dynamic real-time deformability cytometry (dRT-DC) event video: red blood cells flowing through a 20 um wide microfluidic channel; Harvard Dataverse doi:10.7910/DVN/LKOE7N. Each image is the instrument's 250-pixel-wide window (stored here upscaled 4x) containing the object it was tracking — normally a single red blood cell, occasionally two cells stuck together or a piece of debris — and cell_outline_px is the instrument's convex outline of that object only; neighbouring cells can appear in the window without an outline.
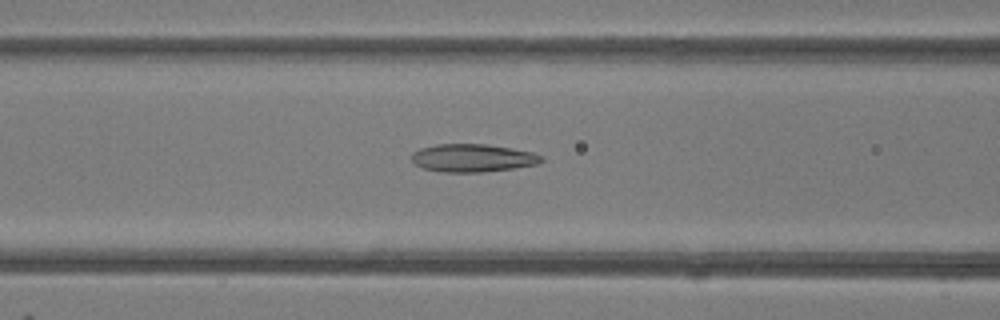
{"species": "common noctule bat (a hibernating species)", "species_latin": "Nyctalus noctula", "temperature_condition": "room temperature", "stored_images_in_passage": 48, "camera_frame_rate_fps": 3000, "um_per_image_px": 0.085, "animal": {"sex": "female"}, "frame": {"image": 1, "passage_image": 19, "time_ms": 6.0, "image_size_px": [1000, 320], "cell_outline_px": [[544, 160], [536, 164], [512, 168], [480, 172], [444, 172], [424, 168], [416, 164], [412, 160], [412, 152], [420, 148], [436, 144], [488, 144], [512, 148], [532, 152], [544, 156]], "centroid_in_image_um": [40.18, 13.41], "position_along_channel_um": 126.4, "area_um2": 21.04}}
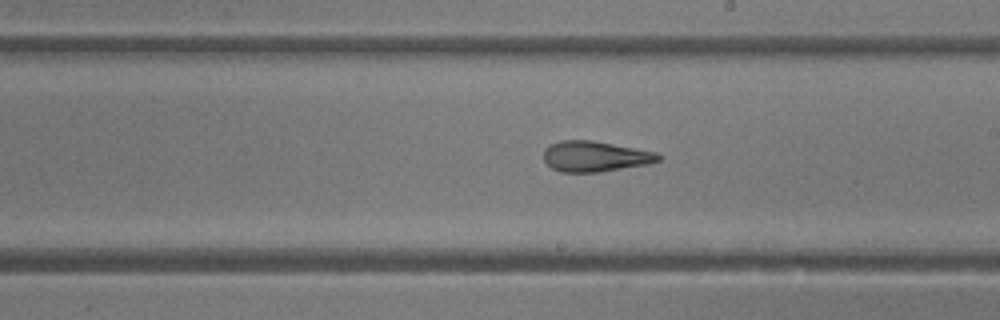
{"frame": {"image": 2, "passage_image": 27, "time_ms": 8.667, "image_size_px": [1000, 320], "cell_outline_px": [[660, 160], [648, 164], [600, 172], [560, 172], [552, 168], [544, 160], [544, 148], [548, 144], [560, 140], [592, 140], [656, 152], [660, 156]], "centroid_in_image_um": [50.54, 13.29], "position_along_channel_um": 238.5, "area_um2": 20.46}}
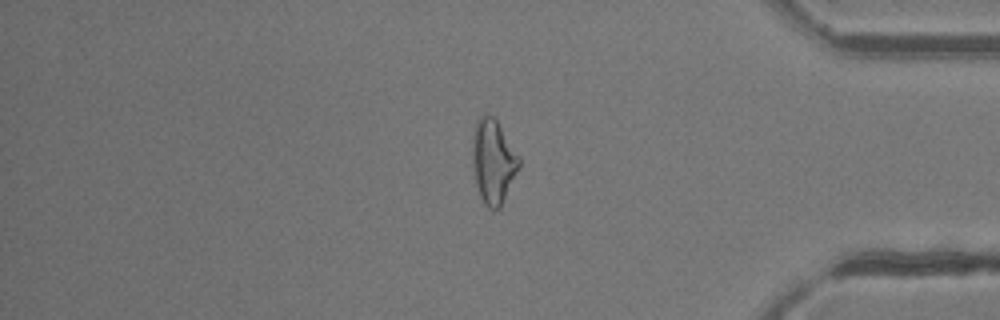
{"frame": {"image": 3, "passage_image": 40, "time_ms": 13.0, "image_size_px": [1000, 320], "cell_outline_px": [[520, 164], [500, 208], [488, 208], [484, 204], [480, 196], [476, 184], [472, 164], [472, 136], [476, 120], [484, 112], [488, 112], [496, 120], [520, 160]], "centroid_in_image_um": [41.87, 13.69], "position_along_channel_um": 393.3, "area_um2": 22.54}, "authors_computed_cell_mechanics": {"area_um2": 22.0218, "velocity_mm_per_s": 4.1952, "shape_relaxation_time_tau1_ms": 7.6974, "shape_relaxation_time_tau2_ms": 2.8013, "deformation_change_tau1": 0.1911, "deformation_change_tau2": 0.1288}}